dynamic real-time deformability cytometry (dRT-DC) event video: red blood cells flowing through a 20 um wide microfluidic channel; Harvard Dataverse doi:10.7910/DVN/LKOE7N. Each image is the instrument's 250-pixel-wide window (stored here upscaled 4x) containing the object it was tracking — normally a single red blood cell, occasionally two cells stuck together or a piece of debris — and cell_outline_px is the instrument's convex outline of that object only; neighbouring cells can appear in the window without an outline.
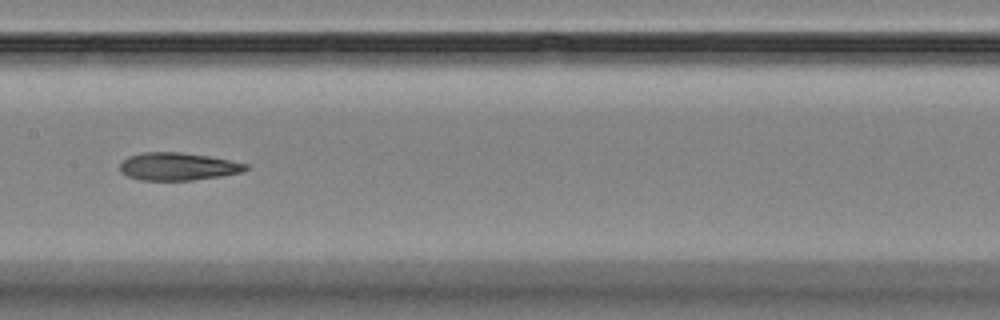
{"species": "Egyptian fruit bat (a non-hibernating species)", "species_latin": "Rousettus aegyptiacus", "temperature_condition": "room temperature", "stored_images_in_passage": 8, "camera_frame_rate_fps": 3000, "um_per_image_px": 0.085, "animal": {"sex": "female"}, "frame": {"image": 1, "passage_image": 6, "time_ms": 6.667, "image_size_px": [1000, 320], "cell_outline_px": [[248, 168], [244, 172], [220, 176], [192, 180], [140, 180], [128, 176], [120, 172], [120, 164], [128, 156], [144, 152], [180, 152], [208, 156], [248, 164]], "centroid_in_image_um": [15.11, 14.15], "position_along_channel_um": 192.3, "area_um2": 20.23}}
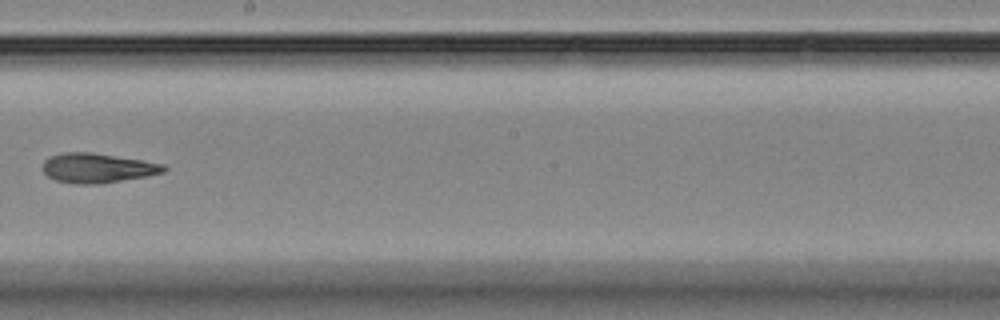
{"frame": {"image": 2, "passage_image": 7, "time_ms": 8.0, "image_size_px": [1000, 320], "cell_outline_px": [[168, 168], [164, 172], [144, 176], [100, 184], [72, 184], [56, 180], [48, 176], [40, 168], [44, 160], [52, 156], [64, 152], [92, 152], [164, 164]], "centroid_in_image_um": [8.23, 14.28], "position_along_channel_um": 240.0, "area_um2": 20.81}}
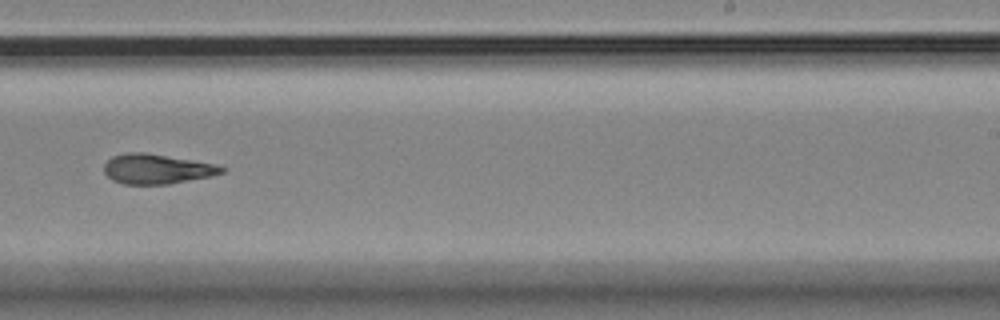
{"frame": {"image": 3, "passage_image": 8, "time_ms": 9.0, "image_size_px": [1000, 320], "cell_outline_px": [[224, 172], [212, 176], [168, 184], [124, 184], [112, 180], [104, 172], [104, 164], [112, 156], [128, 152], [144, 152], [216, 164], [224, 168]], "centroid_in_image_um": [13.31, 14.36], "position_along_channel_um": 275.7, "area_um2": 20.35}}